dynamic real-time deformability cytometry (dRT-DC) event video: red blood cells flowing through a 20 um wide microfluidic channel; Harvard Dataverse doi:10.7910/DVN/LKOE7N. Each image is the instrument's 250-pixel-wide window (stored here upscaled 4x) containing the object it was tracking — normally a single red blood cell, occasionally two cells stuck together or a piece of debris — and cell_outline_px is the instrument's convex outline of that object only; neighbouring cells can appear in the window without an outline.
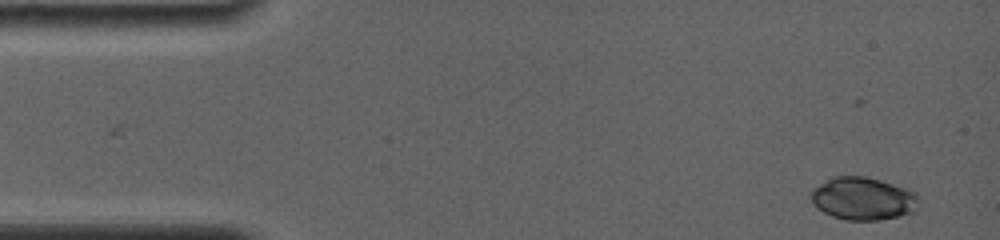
{"species": "common noctule bat (a hibernating species)", "species_latin": "Nyctalus noctula", "temperature_condition": "room temperature", "stored_images_in_passage": 9, "camera_frame_rate_fps": 4000, "um_per_image_px": 0.085, "animal": {"sex": "female", "body_mass_g": 19.0, "forearm_length_mm": 56.7}, "frame": {"image": 1, "passage_image": 9, "time_ms": 2.5, "image_size_px": [1000, 240], "cell_outline_px": [[920, 200], [916, 212], [900, 216], [880, 220], [848, 220], [832, 216], [816, 208], [812, 204], [808, 196], [812, 188], [832, 176], [864, 176], [880, 180], [908, 188], [916, 192]], "centroid_in_image_um": [73.36, 16.88], "position_along_channel_um": 11.6, "area_um2": 27.51}}